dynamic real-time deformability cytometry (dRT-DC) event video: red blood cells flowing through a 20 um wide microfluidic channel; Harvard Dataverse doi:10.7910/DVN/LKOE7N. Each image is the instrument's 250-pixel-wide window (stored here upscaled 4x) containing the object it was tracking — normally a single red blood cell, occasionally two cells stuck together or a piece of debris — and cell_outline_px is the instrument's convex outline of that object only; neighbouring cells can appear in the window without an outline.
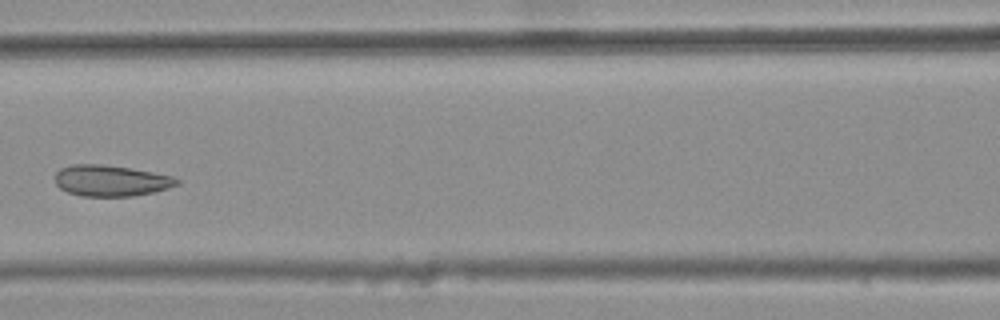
{"species": "common noctule bat (a hibernating species)", "species_latin": "Nyctalus noctula", "temperature_condition": "warm", "stored_images_in_passage": 3, "camera_frame_rate_fps": 3000, "um_per_image_px": 0.085, "animal": {"sex": "female", "body_mass_g": 25.1}, "frame": {"image": 1, "passage_image": 3, "time_ms": 0.667, "image_size_px": [1000, 320], "cell_outline_px": [[180, 184], [168, 188], [152, 192], [132, 196], [80, 196], [68, 192], [60, 188], [56, 184], [56, 172], [60, 168], [72, 164], [100, 164], [128, 168], [152, 172], [172, 176], [180, 180]], "centroid_in_image_um": [9.42, 15.36], "position_along_channel_um": 157.2, "area_um2": 21.96}}